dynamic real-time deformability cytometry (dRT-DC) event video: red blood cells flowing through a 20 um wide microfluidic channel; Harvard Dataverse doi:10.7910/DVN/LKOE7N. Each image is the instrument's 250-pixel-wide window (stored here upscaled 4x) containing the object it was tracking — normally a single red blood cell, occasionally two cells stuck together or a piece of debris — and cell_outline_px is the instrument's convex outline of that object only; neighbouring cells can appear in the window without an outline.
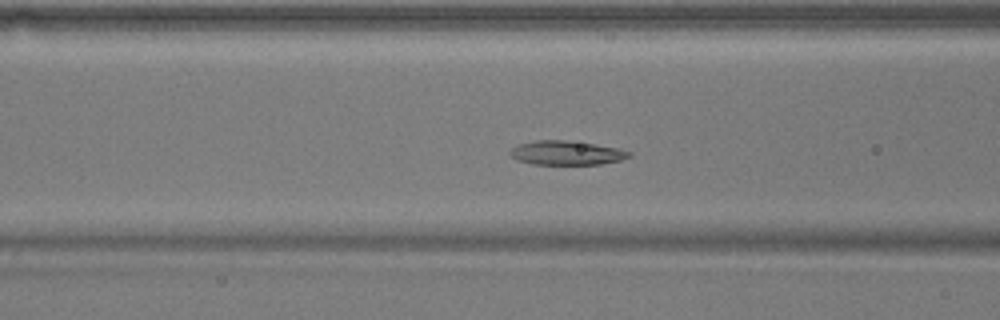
{"species": "common noctule bat (a hibernating species)", "species_latin": "Nyctalus noctula", "temperature_condition": "warm", "stored_images_in_passage": 41, "camera_frame_rate_fps": 3000, "um_per_image_px": 0.085, "animal": {"sex": "male", "body_mass_g": 17.9}, "frame": {"image": 1, "passage_image": 7, "time_ms": 2.0, "image_size_px": [1000, 320], "cell_outline_px": [[632, 156], [620, 160], [600, 164], [532, 164], [516, 160], [508, 152], [512, 148], [520, 144], [536, 140], [564, 140], [596, 144], [616, 148], [632, 152]], "centroid_in_image_um": [48.15, 12.99], "position_along_channel_um": 118.5, "area_um2": 16.65}}
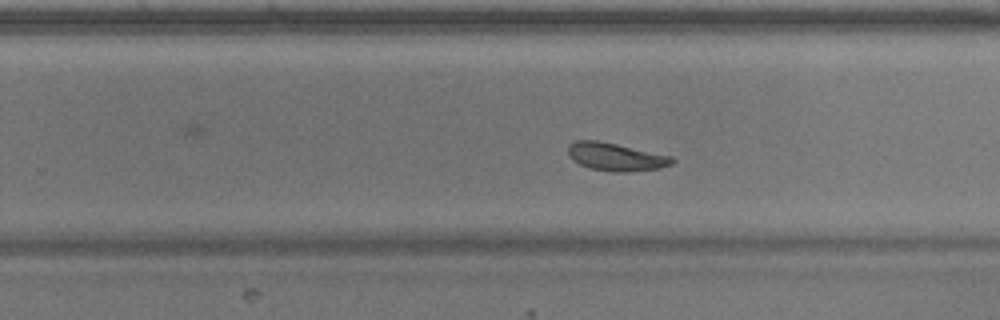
{"frame": {"image": 2, "passage_image": 20, "time_ms": 6.333, "image_size_px": [1000, 320], "cell_outline_px": [[676, 160], [672, 164], [660, 168], [624, 172], [616, 172], [588, 168], [572, 160], [568, 156], [568, 144], [576, 140], [596, 140], [616, 144], [672, 156]], "centroid_in_image_um": [52.32, 13.33], "position_along_channel_um": 277.5, "area_um2": 16.94}}
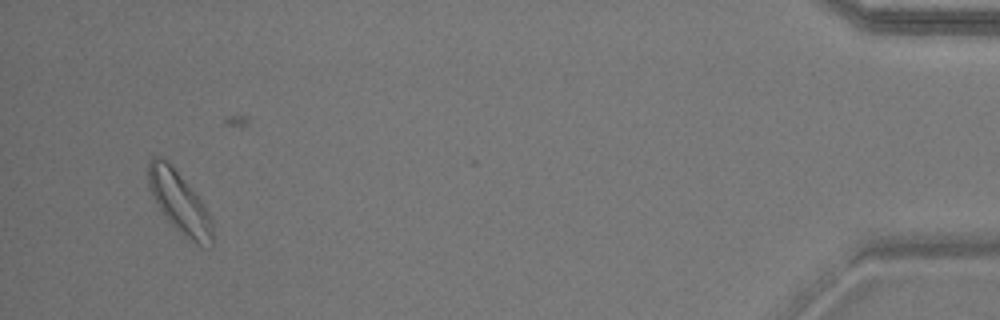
{"frame": {"image": 3, "passage_image": 38, "time_ms": 12.333, "image_size_px": [1000, 320], "cell_outline_px": [[212, 248], [196, 244], [184, 236], [160, 212], [148, 188], [148, 160], [152, 156], [160, 156], [168, 160], [200, 200], [208, 212], [212, 220]], "centroid_in_image_um": [15.21, 17.18], "position_along_channel_um": 420.0, "area_um2": 22.95}, "authors_computed_cell_mechanics": {"area_um2": 17.1088, "velocity_mm_per_s": 3.6801, "shape_relaxation_time_tau1_ms": 3.3775, "shape_relaxation_time_tau2_ms": 3.736, "deformation_change_tau1": 0.0917, "deformation_change_tau2": 0.0919}}